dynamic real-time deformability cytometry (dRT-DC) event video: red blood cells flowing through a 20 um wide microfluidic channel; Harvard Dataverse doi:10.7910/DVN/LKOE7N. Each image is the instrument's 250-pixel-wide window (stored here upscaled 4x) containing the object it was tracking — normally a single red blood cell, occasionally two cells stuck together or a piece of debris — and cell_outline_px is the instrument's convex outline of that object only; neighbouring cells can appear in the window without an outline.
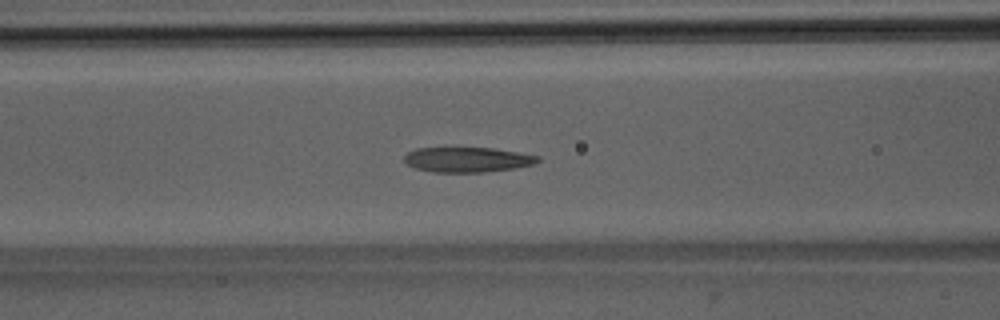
{"species": "Egyptian fruit bat (a non-hibernating species)", "species_latin": "Rousettus aegyptiacus", "temperature_condition": "room temperature", "stored_images_in_passage": 52, "camera_frame_rate_fps": 3000, "um_per_image_px": 0.085, "animal": {"sex": "male"}, "frame": {"image": 1, "passage_image": 22, "time_ms": 7.0, "image_size_px": [1000, 320], "cell_outline_px": [[540, 160], [532, 164], [512, 168], [484, 172], [432, 172], [416, 168], [408, 164], [404, 160], [404, 156], [408, 152], [416, 148], [496, 148], [520, 152], [540, 156]], "centroid_in_image_um": [39.73, 13.56], "position_along_channel_um": 126.9, "area_um2": 19.36}}
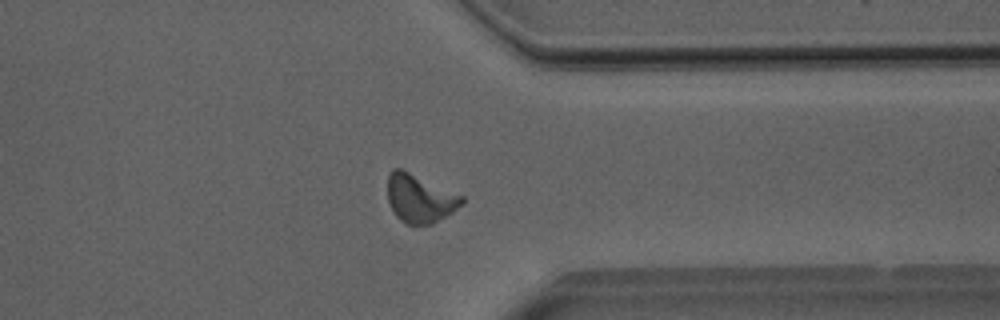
{"frame": {"image": 2, "passage_image": 41, "time_ms": 13.333, "image_size_px": [1000, 320], "cell_outline_px": [[464, 204], [452, 212], [432, 224], [408, 224], [400, 220], [396, 216], [388, 200], [388, 176], [392, 168], [400, 168], [464, 196]], "centroid_in_image_um": [35.69, 16.87], "position_along_channel_um": 375.7, "area_um2": 20.69}}
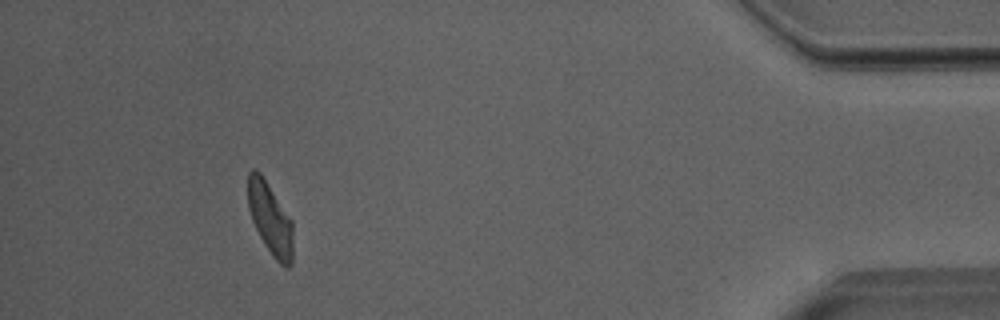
{"frame": {"image": 3, "passage_image": 48, "time_ms": 15.667, "image_size_px": [1000, 320], "cell_outline_px": [[292, 264], [288, 268], [280, 264], [272, 256], [264, 244], [252, 220], [248, 208], [248, 172], [252, 168], [256, 168], [260, 172], [292, 220]], "centroid_in_image_um": [22.96, 18.58], "position_along_channel_um": 412.2, "area_um2": 18.84}, "authors_computed_cell_mechanics": {"area_um2": 20.1433, "velocity_mm_per_s": 3.9915, "shape_relaxation_time_tau1_ms": 4.0968, "shape_relaxation_time_tau2_ms": 2.0317, "deformation_change_tau1": 0.1459, "deformation_change_tau2": 0.1022}}